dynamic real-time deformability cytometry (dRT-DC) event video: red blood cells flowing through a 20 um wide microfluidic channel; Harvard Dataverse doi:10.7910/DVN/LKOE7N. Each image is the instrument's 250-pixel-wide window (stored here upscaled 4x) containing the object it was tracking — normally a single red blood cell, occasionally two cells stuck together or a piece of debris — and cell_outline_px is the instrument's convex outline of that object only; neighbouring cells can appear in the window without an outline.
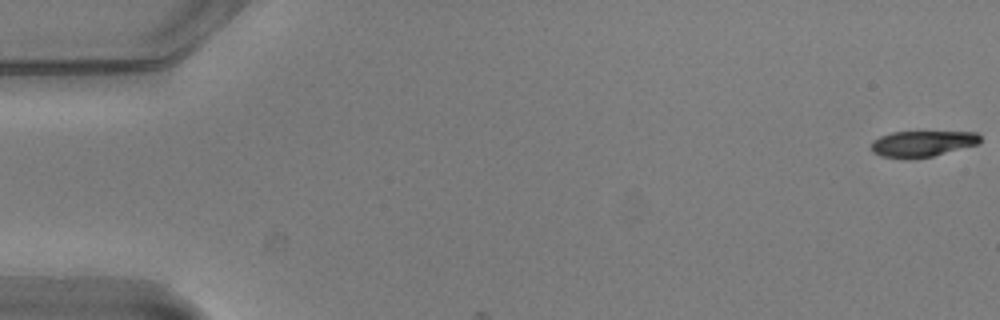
{"species": "common noctule bat (a hibernating species)", "species_latin": "Nyctalus noctula", "temperature_condition": "warm", "stored_images_in_passage": 5, "camera_frame_rate_fps": 3000, "um_per_image_px": 0.085, "animal": {"sex": "male", "body_mass_g": 20.5, "forearm_length_mm": 52.5}, "frame": {"image": 1, "passage_image": 1, "time_ms": 0.0, "image_size_px": [1000, 320], "cell_outline_px": [[980, 140], [976, 144], [932, 156], [908, 160], [880, 156], [872, 152], [872, 140], [880, 136], [892, 132], [976, 132], [980, 136]], "centroid_in_image_um": [78.32, 12.22], "position_along_channel_um": 6.7, "area_um2": 16.47}}